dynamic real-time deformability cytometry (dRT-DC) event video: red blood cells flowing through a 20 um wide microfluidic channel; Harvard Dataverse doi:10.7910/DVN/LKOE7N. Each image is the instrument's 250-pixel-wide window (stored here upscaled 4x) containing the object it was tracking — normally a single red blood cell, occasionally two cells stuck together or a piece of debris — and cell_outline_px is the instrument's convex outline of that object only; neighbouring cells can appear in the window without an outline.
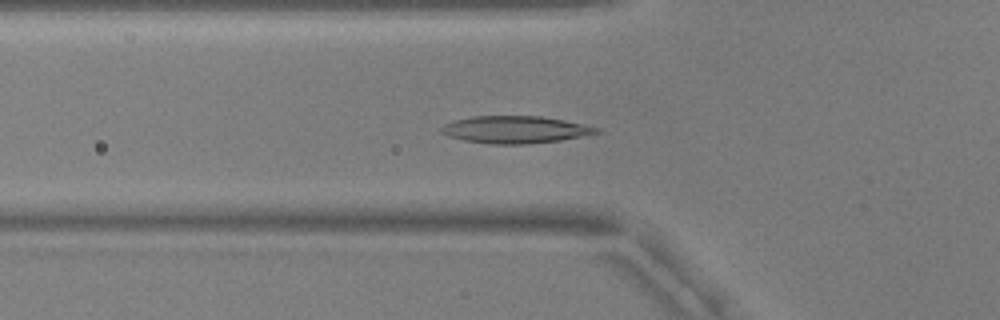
{"species": "common noctule bat (a hibernating species)", "species_latin": "Nyctalus noctula", "temperature_condition": "warm", "stored_images_in_passage": 37, "camera_frame_rate_fps": 3000, "um_per_image_px": 0.085, "animal": {"sex": "male", "body_mass_g": 17.9, "forearm_length_mm": 54.2}, "frame": {"image": 1, "passage_image": 2, "time_ms": 0.333, "image_size_px": [1000, 320], "cell_outline_px": [[600, 132], [560, 140], [528, 144], [492, 144], [464, 140], [448, 136], [440, 132], [440, 128], [444, 124], [456, 120], [472, 116], [540, 116], [564, 120], [600, 128]], "centroid_in_image_um": [43.76, 11.01], "position_along_channel_um": 82.0, "area_um2": 24.45}}
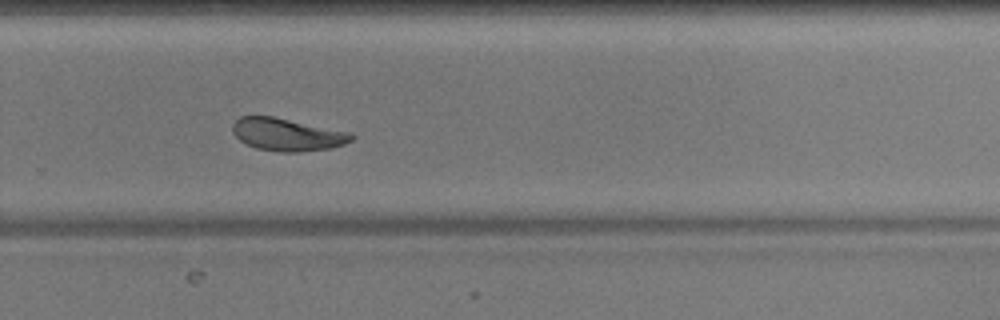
{"frame": {"image": 2, "passage_image": 20, "time_ms": 6.333, "image_size_px": [1000, 320], "cell_outline_px": [[356, 136], [352, 140], [344, 144], [332, 148], [300, 152], [280, 152], [256, 148], [240, 140], [232, 132], [232, 124], [240, 116], [272, 116], [352, 132]], "centroid_in_image_um": [24.44, 11.43], "position_along_channel_um": 305.4, "area_um2": 22.72}}
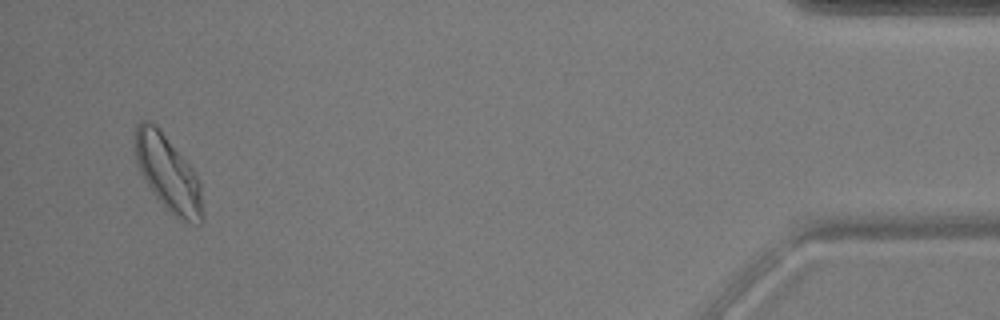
{"frame": {"image": 3, "passage_image": 35, "time_ms": 11.333, "image_size_px": [1000, 320], "cell_outline_px": [[204, 220], [200, 224], [180, 220], [156, 196], [144, 180], [140, 172], [136, 160], [136, 124], [140, 120], [148, 120], [156, 124], [160, 128], [192, 168], [200, 180]], "centroid_in_image_um": [14.31, 14.72], "position_along_channel_um": 420.9, "area_um2": 29.54}, "authors_computed_cell_mechanics": {"area_um2": 22.9466, "velocity_mm_per_s": 3.7174, "shape_relaxation_time_tau1_ms": 5.5044, "shape_relaxation_time_tau2_ms": 1.677, "deformation_change_tau1": 0.1438, "deformation_change_tau2": 0.0701}}